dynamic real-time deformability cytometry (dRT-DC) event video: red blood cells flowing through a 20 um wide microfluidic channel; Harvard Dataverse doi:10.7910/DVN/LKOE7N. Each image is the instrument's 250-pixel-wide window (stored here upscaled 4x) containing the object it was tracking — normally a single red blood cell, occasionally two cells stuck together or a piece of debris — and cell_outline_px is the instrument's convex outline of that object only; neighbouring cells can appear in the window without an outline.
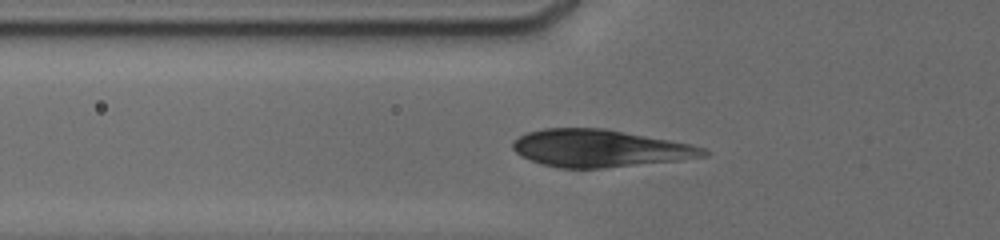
{"species": "human", "species_latin": "Homo sapiens", "temperature_condition": "cold", "stored_images_in_passage": 40, "camera_frame_rate_fps": 3000, "um_per_image_px": 0.085, "donor": {"sex": "male"}, "frame": {"image": 1, "passage_image": 14, "time_ms": 6.667, "image_size_px": [1000, 240], "cell_outline_px": [[712, 152], [708, 156], [680, 160], [600, 168], [556, 168], [540, 164], [520, 156], [512, 148], [512, 144], [520, 136], [528, 132], [544, 128], [604, 128], [692, 144], [704, 148]], "centroid_in_image_um": [51.0, 12.61], "position_along_channel_um": 74.8, "area_um2": 41.56}}
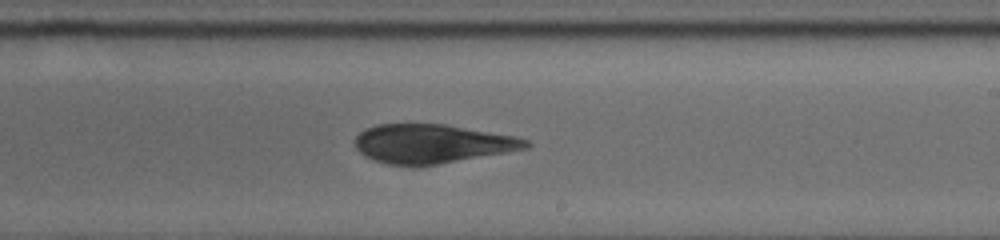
{"frame": {"image": 2, "passage_image": 25, "time_ms": 11.333, "image_size_px": [1000, 240], "cell_outline_px": [[532, 144], [528, 148], [416, 168], [412, 168], [388, 164], [364, 156], [356, 148], [356, 136], [364, 128], [376, 124], [444, 124], [516, 136], [528, 140]], "centroid_in_image_um": [36.7, 12.23], "position_along_channel_um": 252.3, "area_um2": 39.07}}
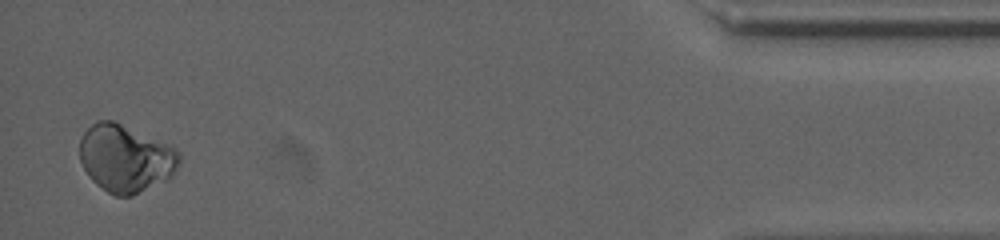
{"frame": {"image": 3, "passage_image": 40, "time_ms": 17.667, "image_size_px": [1000, 240], "cell_outline_px": [[180, 160], [172, 176], [132, 196], [116, 196], [108, 192], [96, 184], [92, 180], [84, 168], [80, 160], [80, 140], [84, 132], [92, 124], [100, 120], [112, 120], [176, 148], [180, 152]], "centroid_in_image_um": [10.66, 13.47], "position_along_channel_um": 424.5, "area_um2": 38.61}, "authors_computed_cell_mechanics": {"area_um2": 39.3329, "velocity_mm_per_s": 3.8153, "shape_relaxation_time_tau1_ms": 4.2029, "shape_relaxation_time_tau2_ms": null, "deformation_change_tau1": 0.0685, "deformation_change_tau2": null}}